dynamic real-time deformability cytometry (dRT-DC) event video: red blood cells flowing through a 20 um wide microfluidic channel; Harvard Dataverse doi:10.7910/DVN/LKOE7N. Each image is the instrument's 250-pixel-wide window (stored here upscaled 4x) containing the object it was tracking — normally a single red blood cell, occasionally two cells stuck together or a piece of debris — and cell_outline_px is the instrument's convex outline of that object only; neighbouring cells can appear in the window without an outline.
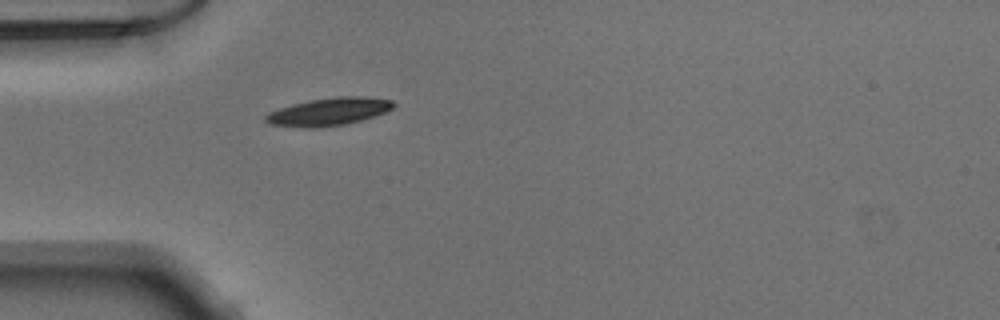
{"species": "Egyptian fruit bat (a non-hibernating species)", "species_latin": "Rousettus aegyptiacus", "temperature_condition": "warm", "stored_images_in_passage": 23, "camera_frame_rate_fps": 3000, "um_per_image_px": 0.085, "animal": {"sex": "male"}, "frame": {"image": 1, "passage_image": 1, "time_ms": 0.0, "image_size_px": [1000, 320], "cell_outline_px": [[396, 104], [392, 108], [384, 112], [360, 120], [344, 124], [324, 128], [300, 128], [268, 124], [264, 120], [264, 116], [268, 112], [292, 104], [312, 100], [340, 96], [364, 96], [392, 100]], "centroid_in_image_um": [27.89, 9.5], "position_along_channel_um": 57.1, "area_um2": 20.69}}
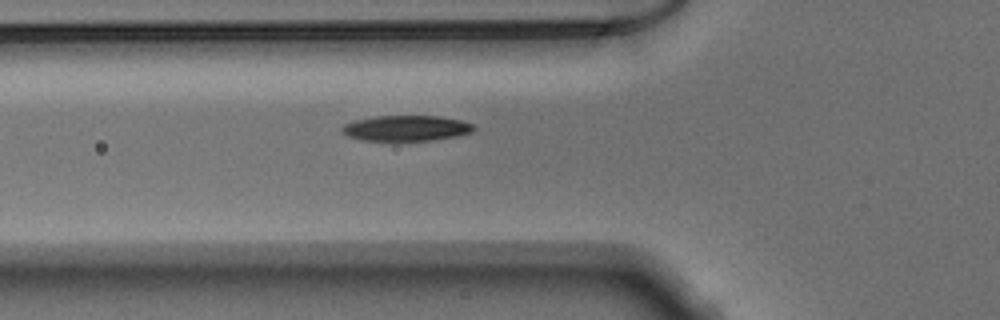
{"frame": {"image": 2, "passage_image": 4, "time_ms": 1.0, "image_size_px": [1000, 320], "cell_outline_px": [[476, 128], [472, 132], [456, 136], [432, 140], [364, 140], [348, 136], [340, 132], [340, 128], [344, 124], [356, 120], [372, 116], [440, 116], [460, 120], [472, 124]], "centroid_in_image_um": [34.51, 10.89], "position_along_channel_um": 91.3, "area_um2": 19.54}}